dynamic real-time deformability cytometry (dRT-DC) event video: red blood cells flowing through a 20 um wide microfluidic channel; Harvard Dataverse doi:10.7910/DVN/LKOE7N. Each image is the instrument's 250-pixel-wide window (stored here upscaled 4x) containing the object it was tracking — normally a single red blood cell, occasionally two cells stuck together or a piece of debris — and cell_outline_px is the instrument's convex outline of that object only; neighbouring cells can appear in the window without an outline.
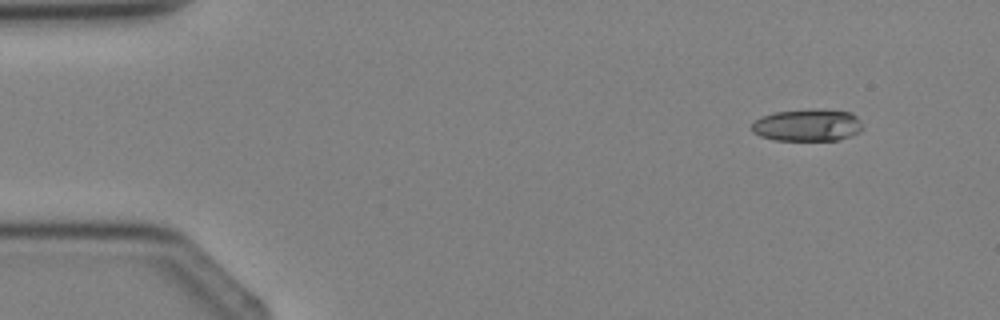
{"species": "Egyptian fruit bat (a non-hibernating species)", "species_latin": "Rousettus aegyptiacus", "temperature_condition": "cold", "stored_images_in_passage": 4, "camera_frame_rate_fps": 3000, "um_per_image_px": 0.085, "animal": {"sex": "female"}, "frame": {"image": 1, "passage_image": 2, "time_ms": 1.0, "image_size_px": [1000, 320], "cell_outline_px": [[864, 128], [860, 132], [836, 140], [776, 140], [760, 136], [752, 132], [752, 124], [760, 116], [776, 112], [812, 108], [820, 108], [852, 112], [864, 124]], "centroid_in_image_um": [68.67, 10.62], "position_along_channel_um": 16.3, "area_um2": 21.1}}
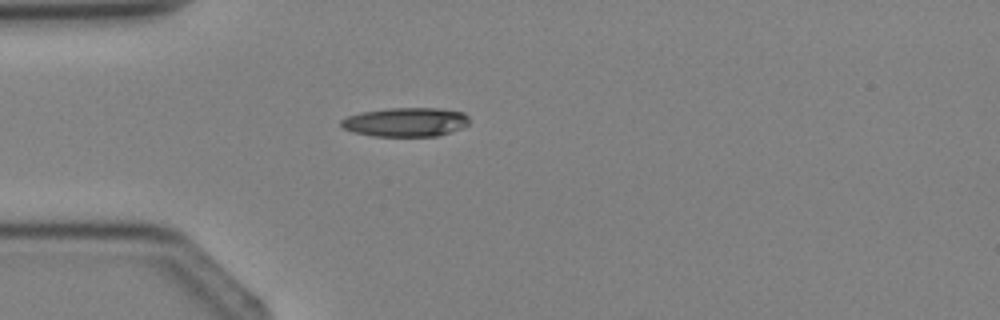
{"frame": {"image": 2, "passage_image": 4, "time_ms": 3.333, "image_size_px": [1000, 320], "cell_outline_px": [[468, 124], [460, 128], [436, 136], [376, 136], [356, 132], [344, 128], [340, 124], [340, 120], [348, 116], [360, 112], [388, 108], [440, 108], [464, 112], [468, 116]], "centroid_in_image_um": [34.48, 10.36], "position_along_channel_um": 50.5, "area_um2": 21.5}}